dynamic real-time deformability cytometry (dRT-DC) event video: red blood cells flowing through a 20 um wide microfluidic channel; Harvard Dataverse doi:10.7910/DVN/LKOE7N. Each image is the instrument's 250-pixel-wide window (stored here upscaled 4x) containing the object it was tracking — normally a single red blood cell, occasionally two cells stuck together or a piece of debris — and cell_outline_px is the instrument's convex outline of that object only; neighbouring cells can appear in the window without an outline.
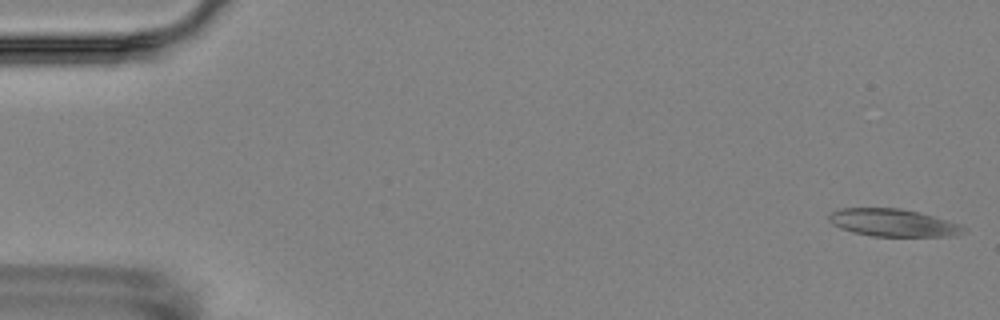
{"species": "Egyptian fruit bat (a non-hibernating species)", "species_latin": "Rousettus aegyptiacus", "temperature_condition": "room temperature", "stored_images_in_passage": 8, "camera_frame_rate_fps": 3000, "um_per_image_px": 0.085, "animal": {"sex": "female"}, "frame": {"image": 1, "passage_image": 1, "time_ms": 0.0, "image_size_px": [1000, 320], "cell_outline_px": [[968, 228], [964, 232], [952, 236], [872, 236], [852, 232], [840, 228], [832, 224], [828, 220], [828, 216], [832, 212], [840, 208], [900, 208], [932, 216], [960, 224]], "centroid_in_image_um": [75.89, 18.94], "position_along_channel_um": 9.1, "area_um2": 21.5}}
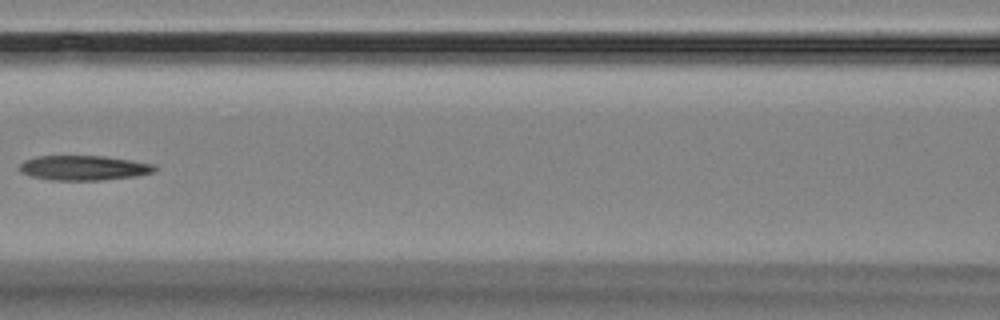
{"frame": {"image": 2, "passage_image": 7, "time_ms": 8.0, "image_size_px": [1000, 320], "cell_outline_px": [[156, 168], [152, 172], [136, 176], [100, 180], [52, 180], [32, 176], [20, 172], [20, 164], [24, 160], [36, 156], [104, 156], [156, 164]], "centroid_in_image_um": [7.11, 14.26], "position_along_channel_um": 159.5, "area_um2": 19.42}}
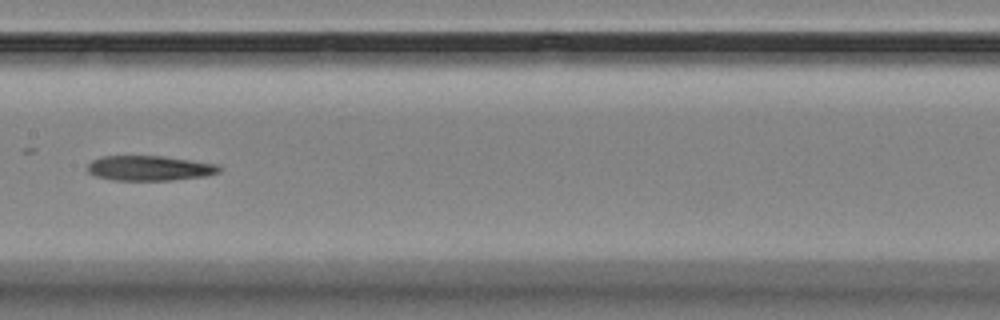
{"frame": {"image": 3, "passage_image": 8, "time_ms": 9.0, "image_size_px": [1000, 320], "cell_outline_px": [[224, 168], [220, 172], [208, 176], [172, 180], [112, 180], [96, 176], [88, 172], [88, 164], [92, 160], [104, 156], [164, 156], [220, 164]], "centroid_in_image_um": [12.8, 14.29], "position_along_channel_um": 194.6, "area_um2": 19.42}}